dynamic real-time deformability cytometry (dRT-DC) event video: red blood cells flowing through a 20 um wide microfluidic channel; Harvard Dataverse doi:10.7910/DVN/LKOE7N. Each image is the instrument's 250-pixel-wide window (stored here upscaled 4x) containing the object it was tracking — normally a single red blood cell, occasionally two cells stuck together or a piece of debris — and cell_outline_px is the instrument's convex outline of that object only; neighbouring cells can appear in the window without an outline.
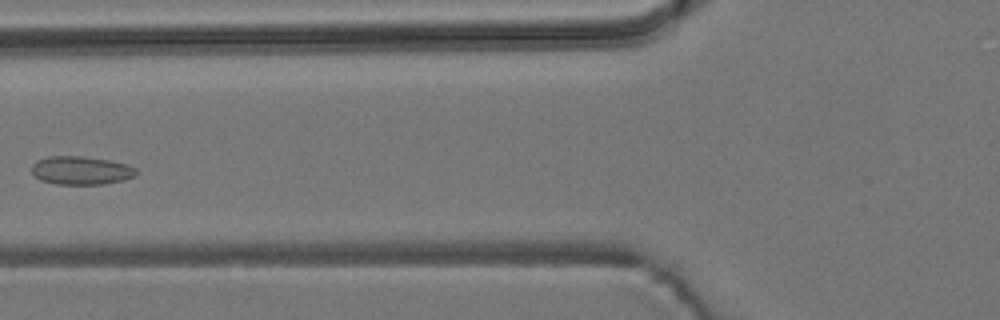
{"species": "common noctule bat (a hibernating species)", "species_latin": "Nyctalus noctula", "temperature_condition": "room temperature", "stored_images_in_passage": 6, "camera_frame_rate_fps": 3000, "um_per_image_px": 0.085, "animal": {"sex": "male", "body_mass_g": 19.2, "forearm_length_mm": 51.8}, "frame": {"image": 1, "passage_image": 5, "time_ms": 1.333, "image_size_px": [1000, 320], "cell_outline_px": [[136, 176], [124, 180], [104, 184], [56, 184], [40, 180], [32, 172], [32, 164], [36, 160], [48, 156], [80, 156], [108, 160], [128, 164], [136, 168]], "centroid_in_image_um": [6.89, 14.48], "position_along_channel_um": 118.9, "area_um2": 17.34}}
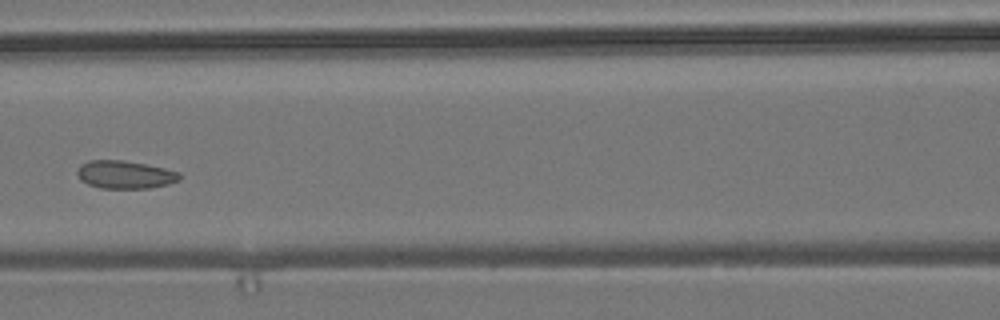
{"frame": {"image": 2, "passage_image": 6, "time_ms": 1.667, "image_size_px": [1000, 320], "cell_outline_px": [[180, 180], [168, 184], [148, 188], [100, 188], [88, 184], [80, 180], [76, 172], [80, 164], [88, 160], [120, 160], [144, 164], [164, 168], [180, 172]], "centroid_in_image_um": [10.6, 14.84], "position_along_channel_um": 156.0, "area_um2": 16.65}}